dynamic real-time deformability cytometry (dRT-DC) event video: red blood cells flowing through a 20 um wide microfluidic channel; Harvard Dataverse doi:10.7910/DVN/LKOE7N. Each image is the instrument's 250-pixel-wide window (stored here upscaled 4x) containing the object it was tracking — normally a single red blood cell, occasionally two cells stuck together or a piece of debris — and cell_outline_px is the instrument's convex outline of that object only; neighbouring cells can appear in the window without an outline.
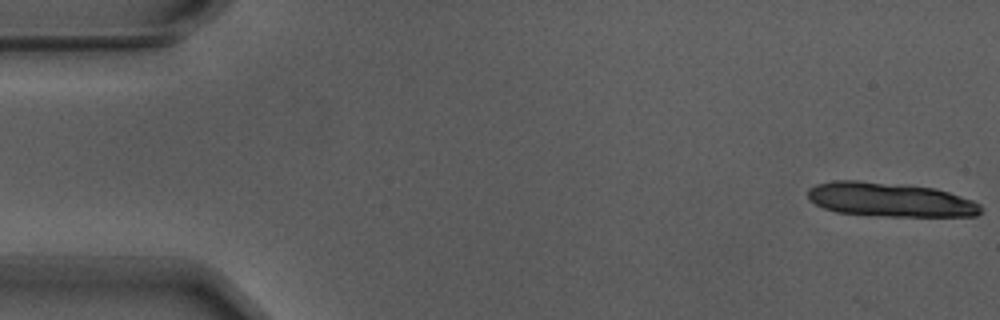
{"species": "Egyptian fruit bat (a non-hibernating species)", "species_latin": "Rousettus aegyptiacus", "temperature_condition": "warm", "stored_images_in_passage": 14, "camera_frame_rate_fps": 3000, "um_per_image_px": 0.085, "animal": {"sex": "male"}, "frame": {"image": 1, "passage_image": 1, "time_ms": 0.0, "image_size_px": [1000, 320], "cell_outline_px": [[984, 208], [976, 216], [888, 216], [836, 212], [824, 208], [808, 200], [808, 188], [816, 184], [836, 180], [856, 180], [904, 184], [936, 188], [972, 200], [980, 204]], "centroid_in_image_um": [75.65, 16.96], "position_along_channel_um": 9.4, "area_um2": 34.51}}